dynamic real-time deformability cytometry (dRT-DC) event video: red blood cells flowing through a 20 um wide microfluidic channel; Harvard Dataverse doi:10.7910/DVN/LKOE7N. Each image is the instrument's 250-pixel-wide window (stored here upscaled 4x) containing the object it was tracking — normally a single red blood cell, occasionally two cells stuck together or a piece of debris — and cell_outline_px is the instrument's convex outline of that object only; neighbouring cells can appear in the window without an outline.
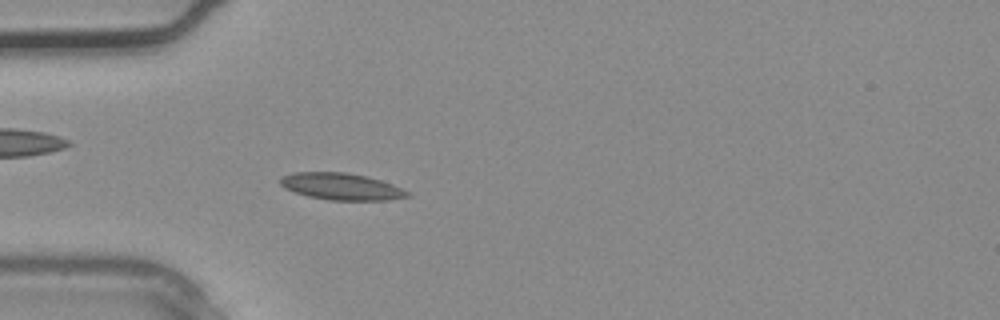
{"species": "common noctule bat (a hibernating species)", "species_latin": "Nyctalus noctula", "temperature_condition": "warm", "stored_images_in_passage": 3, "camera_frame_rate_fps": 3000, "um_per_image_px": 0.085, "animal": {"sex": "male", "body_mass_g": 20.4}, "frame": {"image": 1, "passage_image": 3, "time_ms": 0.667, "image_size_px": [1000, 320], "cell_outline_px": [[412, 196], [388, 200], [328, 200], [308, 196], [284, 188], [280, 184], [280, 176], [292, 172], [344, 172], [368, 176], [392, 184], [412, 192]], "centroid_in_image_um": [29.04, 15.85], "position_along_channel_um": 56.0, "area_um2": 20.06}}